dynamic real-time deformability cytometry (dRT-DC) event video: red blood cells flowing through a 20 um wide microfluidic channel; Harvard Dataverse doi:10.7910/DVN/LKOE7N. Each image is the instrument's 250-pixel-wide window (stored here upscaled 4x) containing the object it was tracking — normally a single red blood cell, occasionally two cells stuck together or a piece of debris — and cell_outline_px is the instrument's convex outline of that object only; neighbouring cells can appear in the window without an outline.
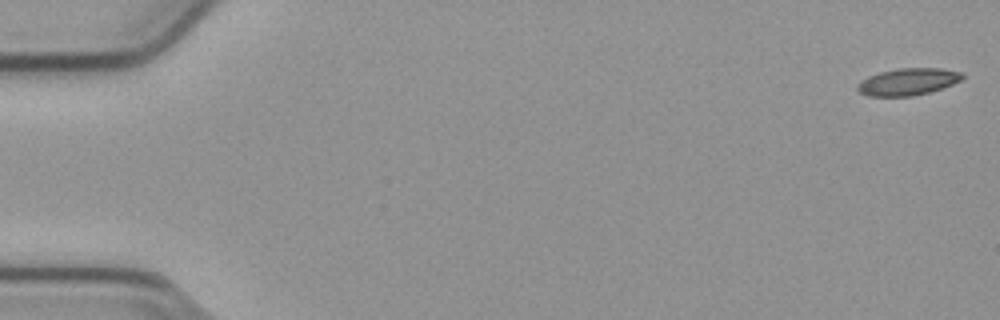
{"species": "common noctule bat (a hibernating species)", "species_latin": "Nyctalus noctula", "temperature_condition": "cold", "stored_images_in_passage": 20, "camera_frame_rate_fps": 3000, "um_per_image_px": 0.085, "animal": {"sex": "male", "body_mass_g": 23.1, "forearm_length_mm": 52.7}, "frame": {"image": 1, "passage_image": 1, "time_ms": 0.0, "image_size_px": [1000, 320], "cell_outline_px": [[964, 76], [960, 80], [952, 84], [928, 92], [912, 96], [868, 96], [860, 92], [856, 88], [856, 84], [860, 80], [868, 76], [880, 72], [900, 68], [940, 68], [960, 72]], "centroid_in_image_um": [77.12, 6.94], "position_along_channel_um": 7.9, "area_um2": 16.36}}
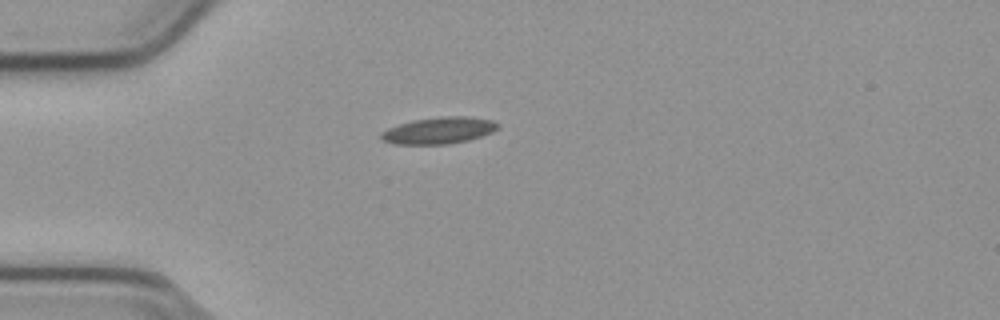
{"frame": {"image": 2, "passage_image": 15, "time_ms": 4.667, "image_size_px": [1000, 320], "cell_outline_px": [[500, 124], [492, 132], [468, 140], [448, 144], [392, 144], [384, 140], [380, 136], [380, 132], [388, 128], [412, 120], [440, 116], [468, 116], [492, 120]], "centroid_in_image_um": [37.29, 11.08], "position_along_channel_um": 47.7, "area_um2": 18.09}}